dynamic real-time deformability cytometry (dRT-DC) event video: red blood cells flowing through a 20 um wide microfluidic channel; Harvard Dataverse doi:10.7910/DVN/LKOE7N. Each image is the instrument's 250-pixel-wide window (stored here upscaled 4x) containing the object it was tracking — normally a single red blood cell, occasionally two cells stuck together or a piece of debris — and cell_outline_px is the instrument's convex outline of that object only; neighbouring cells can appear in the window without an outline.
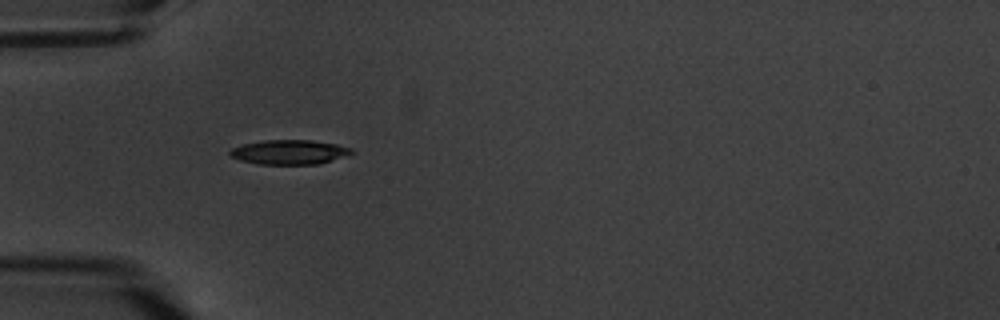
{"species": "common noctule bat (a hibernating species)", "species_latin": "Nyctalus noctula", "temperature_condition": "warm", "stored_images_in_passage": 2, "camera_frame_rate_fps": 3000, "um_per_image_px": 0.085, "animal": {"sex": "male", "body_mass_g": 20.1, "forearm_length_mm": 53.5}, "frame": {"image": 1, "passage_image": 1, "time_ms": 0.0, "image_size_px": [1000, 320], "cell_outline_px": [[356, 152], [348, 156], [320, 164], [256, 164], [240, 160], [232, 156], [228, 152], [232, 148], [244, 144], [264, 140], [312, 140], [336, 144], [352, 148]], "centroid_in_image_um": [24.66, 12.93], "position_along_channel_um": 60.3, "area_um2": 17.51}}